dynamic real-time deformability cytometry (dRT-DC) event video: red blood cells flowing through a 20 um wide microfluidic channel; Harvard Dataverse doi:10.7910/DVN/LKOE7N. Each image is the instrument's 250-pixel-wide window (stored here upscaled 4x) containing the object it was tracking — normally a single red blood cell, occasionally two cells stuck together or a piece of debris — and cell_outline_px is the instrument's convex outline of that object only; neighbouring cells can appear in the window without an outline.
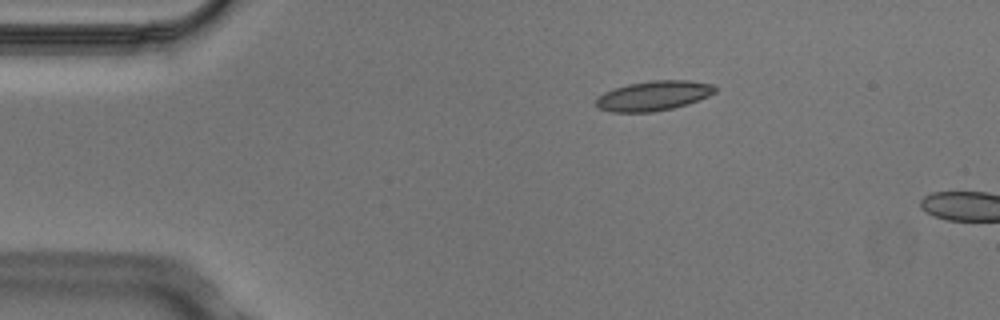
{"species": "Egyptian fruit bat (a non-hibernating species)", "species_latin": "Rousettus aegyptiacus", "temperature_condition": "cold", "stored_images_in_passage": 5, "camera_frame_rate_fps": 3000, "um_per_image_px": 0.085, "animal": {"sex": "male"}, "frame": {"image": 1, "passage_image": 3, "time_ms": 0.667, "image_size_px": [1000, 320], "cell_outline_px": [[716, 92], [708, 96], [688, 104], [672, 108], [652, 112], [612, 112], [596, 108], [596, 96], [604, 92], [628, 84], [652, 80], [688, 80], [712, 84], [716, 88]], "centroid_in_image_um": [55.53, 8.14], "position_along_channel_um": 29.5, "area_um2": 20.69}}